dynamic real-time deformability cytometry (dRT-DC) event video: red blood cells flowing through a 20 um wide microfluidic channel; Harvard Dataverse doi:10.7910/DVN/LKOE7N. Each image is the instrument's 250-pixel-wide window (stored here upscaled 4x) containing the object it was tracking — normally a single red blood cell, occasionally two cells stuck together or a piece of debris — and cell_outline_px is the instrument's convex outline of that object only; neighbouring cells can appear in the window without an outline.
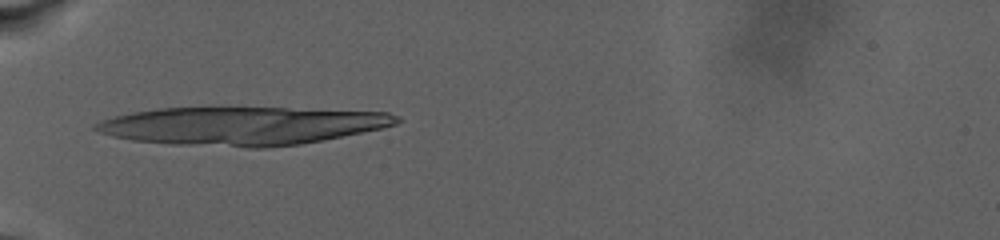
{"species": "human", "species_latin": "Homo sapiens", "temperature_condition": "warm", "stored_images_in_passage": 2, "camera_frame_rate_fps": 3000, "um_per_image_px": 0.085, "donor": {"sex": "male"}, "frame": {"image": 1, "passage_image": 1, "time_ms": 0.0, "image_size_px": [1000, 240], "cell_outline_px": [[404, 120], [396, 124], [384, 128], [300, 144], [264, 148], [248, 148], [172, 144], [132, 140], [112, 136], [100, 132], [92, 128], [92, 124], [100, 120], [132, 112], [156, 108], [288, 108], [388, 112], [400, 116]], "centroid_in_image_um": [20.58, 10.7], "position_along_channel_um": 64.4, "area_um2": 67.16}}